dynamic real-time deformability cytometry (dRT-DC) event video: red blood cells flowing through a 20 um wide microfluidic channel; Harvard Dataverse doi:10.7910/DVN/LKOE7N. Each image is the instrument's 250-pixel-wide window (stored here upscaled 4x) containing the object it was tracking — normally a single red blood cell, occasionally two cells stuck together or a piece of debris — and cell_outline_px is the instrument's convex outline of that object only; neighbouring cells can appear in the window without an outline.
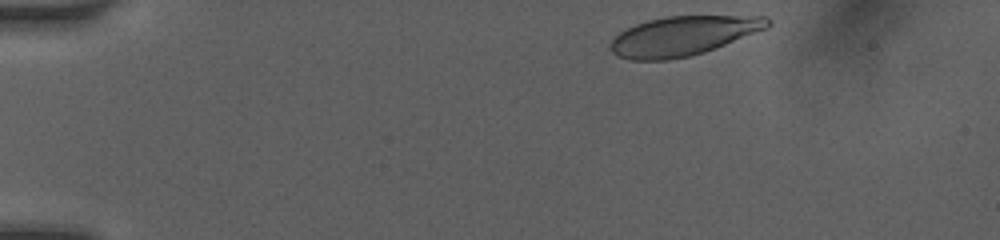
{"species": "human", "species_latin": "Homo sapiens", "temperature_condition": "room temperature", "stored_images_in_passage": 31, "camera_frame_rate_fps": 3000, "um_per_image_px": 0.085, "donor": {"sex": "female"}, "frame": {"image": 1, "passage_image": 1, "time_ms": 0.0, "image_size_px": [1000, 240], "cell_outline_px": [[772, 24], [768, 28], [716, 48], [704, 52], [688, 56], [668, 60], [632, 60], [616, 56], [608, 48], [608, 44], [620, 32], [636, 24], [648, 20], [668, 16], [764, 16], [772, 20]], "centroid_in_image_um": [58.06, 3.05], "position_along_channel_um": 26.9, "area_um2": 36.13}}
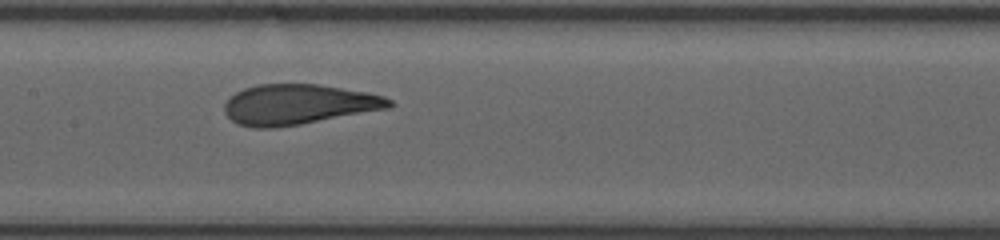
{"frame": {"image": 2, "passage_image": 18, "time_ms": 6.0, "image_size_px": [1000, 240], "cell_outline_px": [[396, 104], [392, 108], [300, 124], [276, 128], [252, 128], [236, 124], [224, 112], [224, 104], [236, 92], [244, 88], [256, 84], [320, 84], [368, 92], [384, 96], [392, 100]], "centroid_in_image_um": [25.39, 8.88], "position_along_channel_um": 182.0, "area_um2": 39.02}}
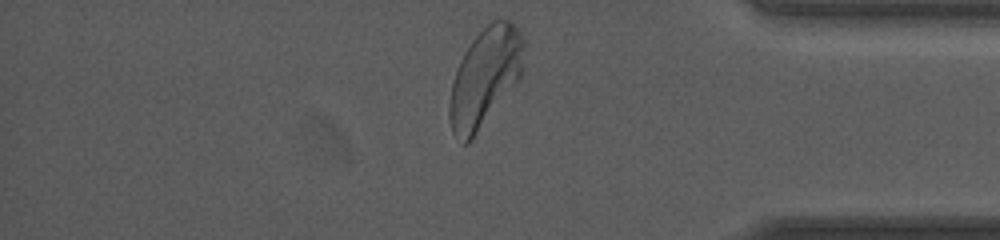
{"frame": {"image": 3, "passage_image": 31, "time_ms": 11.667, "image_size_px": [1000, 240], "cell_outline_px": [[524, 68], [520, 76], [472, 140], [468, 144], [464, 144], [452, 132], [448, 116], [448, 104], [452, 80], [460, 60], [464, 52], [472, 40], [492, 20], [512, 20], [516, 24], [524, 40]], "centroid_in_image_um": [41.21, 6.56], "position_along_channel_um": 394.0, "area_um2": 42.66}, "authors_computed_cell_mechanics": {"area_um2": 38.5526, "velocity_mm_per_s": 4.0687, "shape_relaxation_time_tau1_ms": 3.7717, "shape_relaxation_time_tau2_ms": null, "deformation_change_tau1": 0.1739, "deformation_change_tau2": null}}